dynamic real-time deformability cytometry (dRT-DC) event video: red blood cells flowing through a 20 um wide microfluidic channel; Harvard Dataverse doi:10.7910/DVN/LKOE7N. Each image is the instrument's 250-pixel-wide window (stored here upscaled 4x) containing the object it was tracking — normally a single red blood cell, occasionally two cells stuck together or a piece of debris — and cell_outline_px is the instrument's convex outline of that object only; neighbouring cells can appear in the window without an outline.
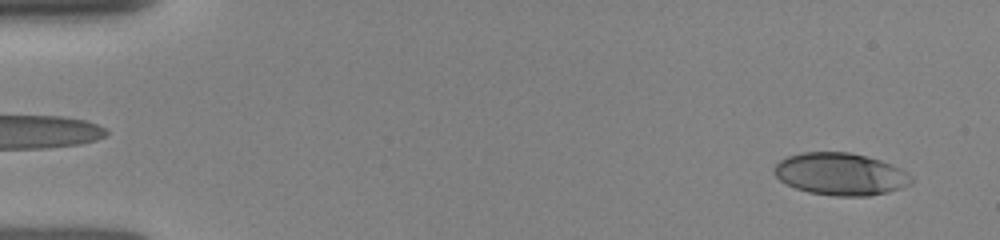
{"species": "human", "species_latin": "Homo sapiens", "temperature_condition": "room temperature", "stored_images_in_passage": 40, "camera_frame_rate_fps": 3000, "um_per_image_px": 0.085, "donor": {"sex": "female"}, "frame": {"image": 1, "passage_image": 5, "time_ms": 0.667, "image_size_px": [1000, 240], "cell_outline_px": [[912, 184], [888, 192], [868, 196], [836, 196], [808, 192], [796, 188], [780, 180], [772, 172], [772, 168], [780, 160], [788, 156], [800, 152], [848, 152], [880, 160], [892, 164], [908, 172], [912, 176]], "centroid_in_image_um": [71.44, 14.79], "position_along_channel_um": 13.6, "area_um2": 33.87}}
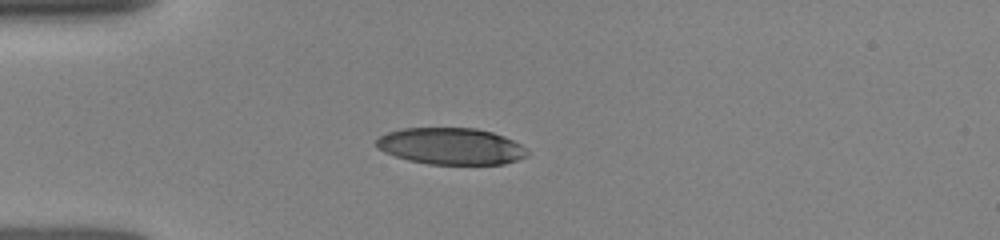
{"frame": {"image": 2, "passage_image": 24, "time_ms": 4.0, "image_size_px": [1000, 240], "cell_outline_px": [[532, 152], [528, 156], [504, 164], [428, 164], [408, 160], [384, 152], [376, 144], [376, 140], [380, 136], [388, 132], [404, 128], [476, 128], [492, 132], [504, 136], [520, 144]], "centroid_in_image_um": [38.37, 12.43], "position_along_channel_um": 46.6, "area_um2": 32.25}}
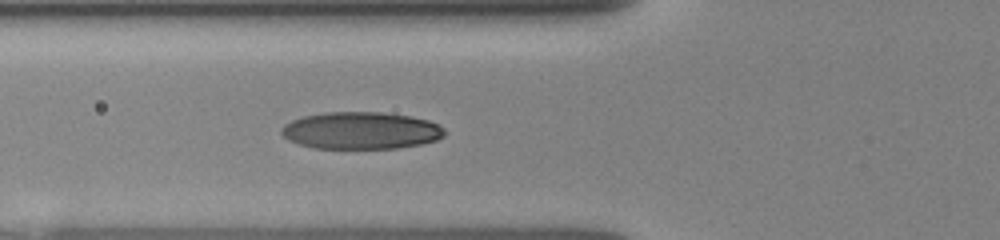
{"frame": {"image": 3, "passage_image": 33, "time_ms": 5.667, "image_size_px": [1000, 240], "cell_outline_px": [[444, 136], [436, 140], [420, 144], [396, 148], [312, 148], [288, 140], [280, 132], [280, 128], [284, 124], [292, 120], [304, 116], [324, 112], [380, 112], [412, 116], [428, 120], [444, 128]], "centroid_in_image_um": [30.65, 11.09], "position_along_channel_um": 95.1, "area_um2": 35.32}}